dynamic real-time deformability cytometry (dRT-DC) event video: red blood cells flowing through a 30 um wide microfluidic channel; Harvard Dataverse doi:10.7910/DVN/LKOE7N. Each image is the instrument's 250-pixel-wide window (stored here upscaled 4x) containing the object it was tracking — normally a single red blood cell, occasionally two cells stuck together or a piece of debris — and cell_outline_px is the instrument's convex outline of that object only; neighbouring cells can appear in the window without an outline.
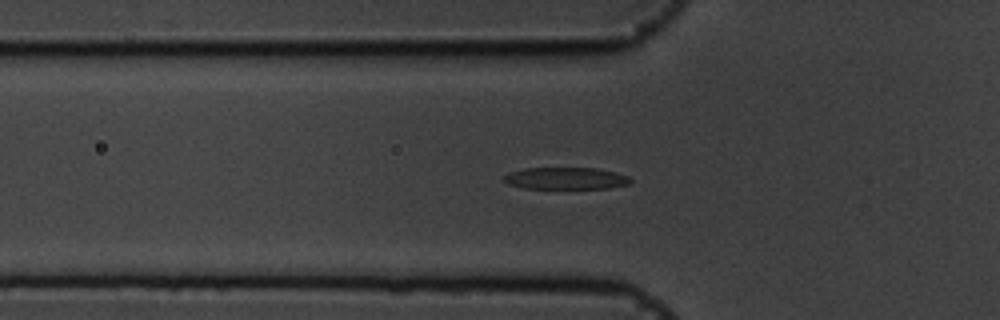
{"species": "common noctule bat (a hibernating species)", "species_latin": "Nyctalus noctula", "temperature_condition": "cold", "stored_images_in_passage": 40, "camera_frame_rate_fps": 3000, "um_per_image_px": 0.085, "animal": {"sex": "male", "body_mass_g": 19.5, "forearm_length_mm": 54.6}, "frame": {"image": 1, "passage_image": 2, "time_ms": 0.333, "image_size_px": [1000, 320], "cell_outline_px": [[632, 184], [608, 188], [524, 188], [508, 184], [504, 180], [504, 176], [508, 172], [524, 168], [596, 168], [616, 172], [628, 176], [632, 180]], "centroid_in_image_um": [48.12, 15.15], "position_along_channel_um": 77.7, "area_um2": 16.24}}
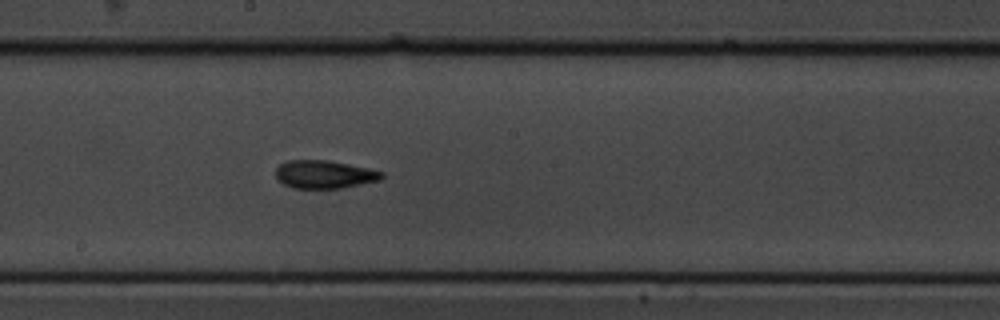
{"frame": {"image": 2, "passage_image": 14, "time_ms": 4.333, "image_size_px": [1000, 320], "cell_outline_px": [[384, 176], [380, 180], [340, 188], [292, 188], [276, 180], [276, 168], [280, 164], [288, 160], [324, 160], [348, 164], [368, 168], [384, 172]], "centroid_in_image_um": [27.54, 14.82], "position_along_channel_um": 220.7, "area_um2": 17.28}}
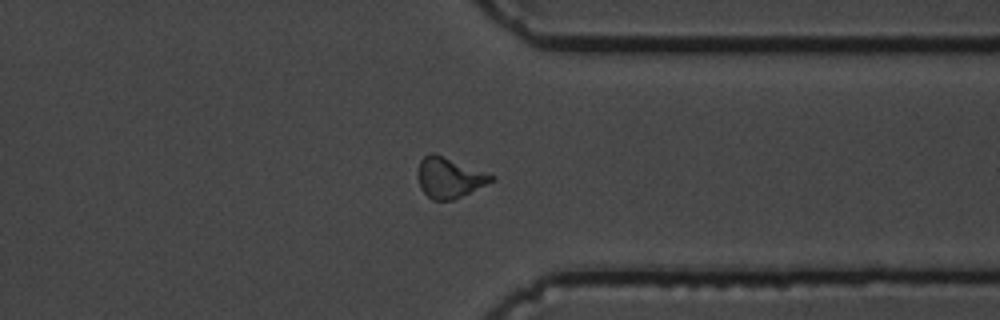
{"frame": {"image": 3, "passage_image": 27, "time_ms": 8.667, "image_size_px": [1000, 320], "cell_outline_px": [[496, 180], [452, 200], [432, 200], [420, 188], [420, 160], [428, 152], [432, 152], [496, 176]], "centroid_in_image_um": [38.22, 15.1], "position_along_channel_um": 373.2, "area_um2": 16.88}, "authors_computed_cell_mechanics": {"area_um2": 16.8776, "velocity_mm_per_s": 3.5689, "shape_relaxation_time_tau1_ms": 4.0324, "shape_relaxation_time_tau2_ms": 2.69, "deformation_change_tau1": 0.188, "deformation_change_tau2": 0.0999}}